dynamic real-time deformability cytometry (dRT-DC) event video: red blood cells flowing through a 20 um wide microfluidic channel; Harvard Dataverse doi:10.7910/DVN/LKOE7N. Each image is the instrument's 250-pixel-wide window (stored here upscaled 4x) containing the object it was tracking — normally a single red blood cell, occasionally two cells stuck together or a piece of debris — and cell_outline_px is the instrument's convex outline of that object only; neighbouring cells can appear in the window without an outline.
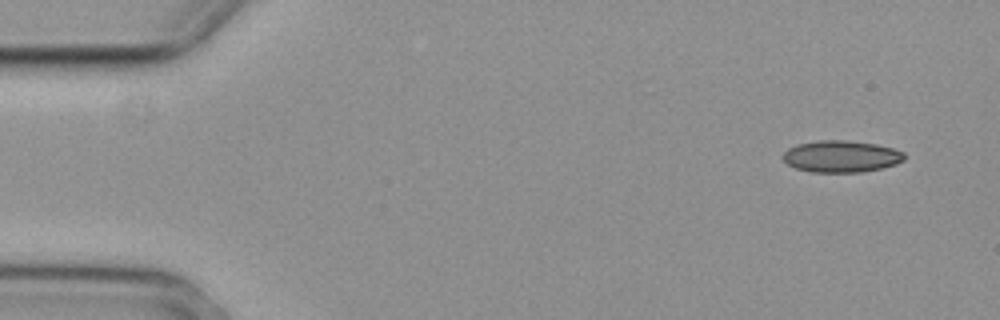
{"species": "common noctule bat (a hibernating species)", "species_latin": "Nyctalus noctula", "temperature_condition": "cold", "stored_images_in_passage": 4, "camera_frame_rate_fps": 3000, "um_per_image_px": 0.085, "animal": {"sex": "female", "body_mass_g": 29.2, "forearm_length_mm": 56.3}, "frame": {"image": 1, "passage_image": 1, "time_ms": 0.0, "image_size_px": [1000, 320], "cell_outline_px": [[904, 160], [896, 164], [884, 168], [864, 172], [808, 172], [796, 168], [788, 164], [780, 156], [788, 148], [796, 144], [820, 140], [844, 140], [876, 144], [892, 148], [904, 152]], "centroid_in_image_um": [71.49, 13.3], "position_along_channel_um": 13.5, "area_um2": 22.66}}
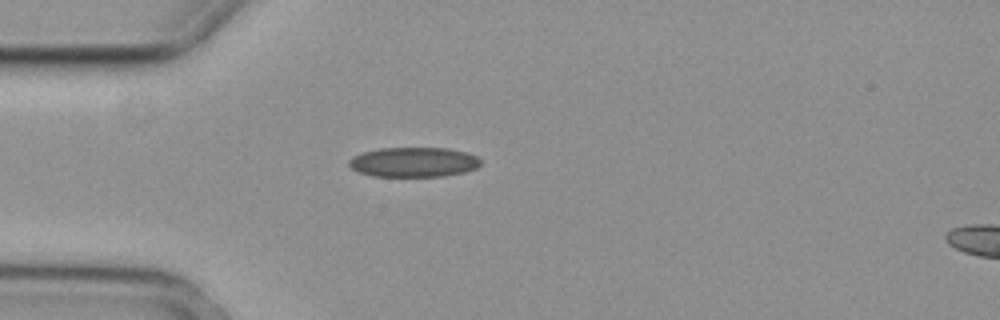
{"frame": {"image": 2, "passage_image": 3, "time_ms": 0.667, "image_size_px": [1000, 320], "cell_outline_px": [[480, 164], [476, 168], [464, 172], [444, 176], [372, 176], [360, 172], [352, 168], [348, 164], [348, 160], [352, 156], [364, 152], [380, 148], [448, 148], [468, 152], [476, 156], [480, 160]], "centroid_in_image_um": [35.16, 13.77], "position_along_channel_um": 49.8, "area_um2": 22.83}}